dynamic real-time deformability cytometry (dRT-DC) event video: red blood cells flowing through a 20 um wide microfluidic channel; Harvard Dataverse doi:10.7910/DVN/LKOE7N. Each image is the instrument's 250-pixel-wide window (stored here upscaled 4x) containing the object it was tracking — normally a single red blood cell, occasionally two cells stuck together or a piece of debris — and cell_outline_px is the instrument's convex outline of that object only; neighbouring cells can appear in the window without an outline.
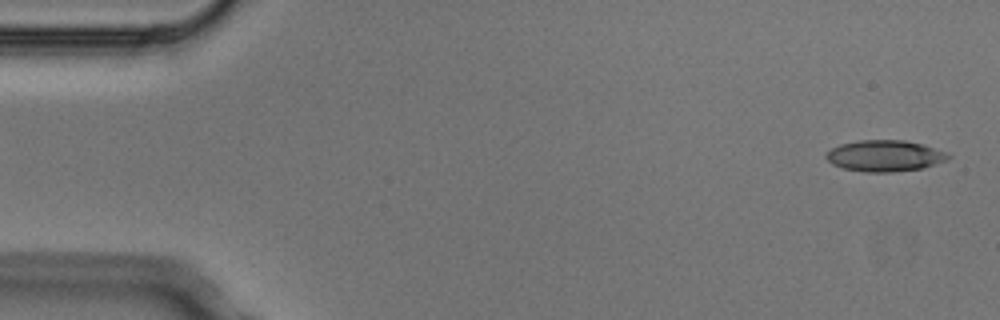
{"species": "Egyptian fruit bat (a non-hibernating species)", "species_latin": "Rousettus aegyptiacus", "temperature_condition": "cold", "stored_images_in_passage": 5, "camera_frame_rate_fps": 3000, "um_per_image_px": 0.085, "animal": {"sex": "male"}, "frame": {"image": 1, "passage_image": 1, "time_ms": 0.0, "image_size_px": [1000, 320], "cell_outline_px": [[952, 156], [948, 160], [920, 168], [892, 172], [864, 172], [844, 168], [832, 164], [824, 156], [832, 148], [840, 144], [860, 140], [904, 140], [924, 144], [948, 152]], "centroid_in_image_um": [75.23, 13.23], "position_along_channel_um": 9.8, "area_um2": 22.25}}
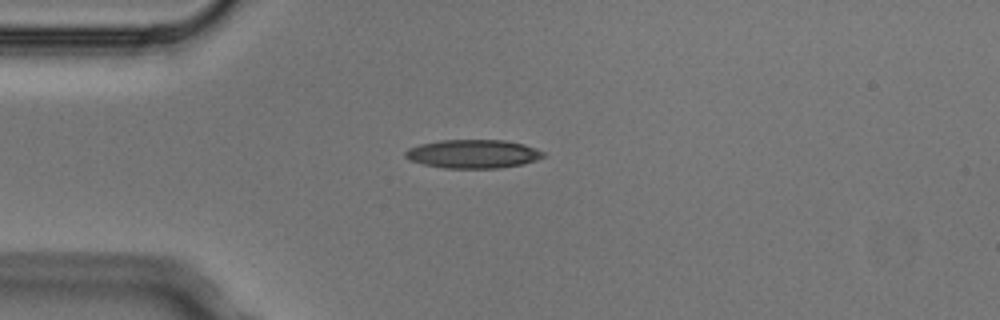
{"frame": {"image": 2, "passage_image": 4, "time_ms": 1.0, "image_size_px": [1000, 320], "cell_outline_px": [[544, 156], [536, 160], [524, 164], [500, 168], [444, 168], [424, 164], [412, 160], [404, 156], [404, 152], [408, 148], [420, 144], [440, 140], [504, 140], [524, 144], [536, 148], [544, 152]], "centroid_in_image_um": [40.23, 13.08], "position_along_channel_um": 44.8, "area_um2": 23.0}}